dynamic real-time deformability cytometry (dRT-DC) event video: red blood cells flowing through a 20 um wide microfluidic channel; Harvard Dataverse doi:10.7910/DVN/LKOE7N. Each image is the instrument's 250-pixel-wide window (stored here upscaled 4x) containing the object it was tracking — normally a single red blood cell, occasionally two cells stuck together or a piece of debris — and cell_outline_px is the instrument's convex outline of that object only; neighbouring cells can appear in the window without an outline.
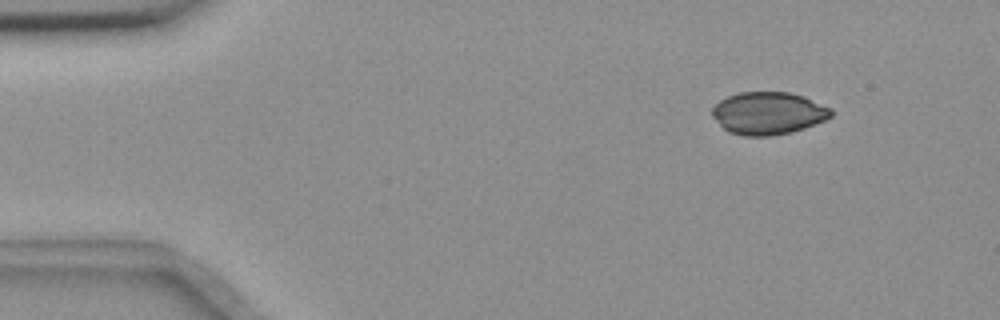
{"species": "common noctule bat (a hibernating species)", "species_latin": "Nyctalus noctula", "temperature_condition": "room temperature", "stored_images_in_passage": 50, "camera_frame_rate_fps": 3000, "um_per_image_px": 0.085, "animal": {"sex": "female", "body_mass_g": 18.4}, "frame": {"image": 1, "passage_image": 1, "time_ms": 0.0, "image_size_px": [1000, 320], "cell_outline_px": [[832, 116], [824, 120], [804, 128], [792, 132], [772, 136], [744, 136], [728, 132], [712, 116], [712, 108], [720, 100], [728, 96], [740, 92], [788, 92], [804, 96], [832, 108]], "centroid_in_image_um": [65.3, 9.62], "position_along_channel_um": 19.7, "area_um2": 29.48}}
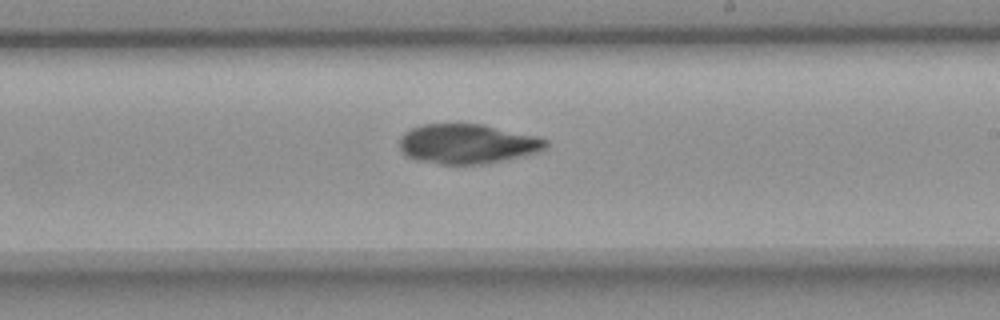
{"frame": {"image": 2, "passage_image": 27, "time_ms": 8.667, "image_size_px": [1000, 320], "cell_outline_px": [[548, 144], [544, 148], [536, 152], [504, 160], [484, 164], [440, 164], [416, 160], [408, 156], [400, 148], [400, 136], [404, 132], [412, 128], [424, 124], [484, 124], [536, 136], [548, 140]], "centroid_in_image_um": [39.71, 12.22], "position_along_channel_um": 249.3, "area_um2": 33.64}}
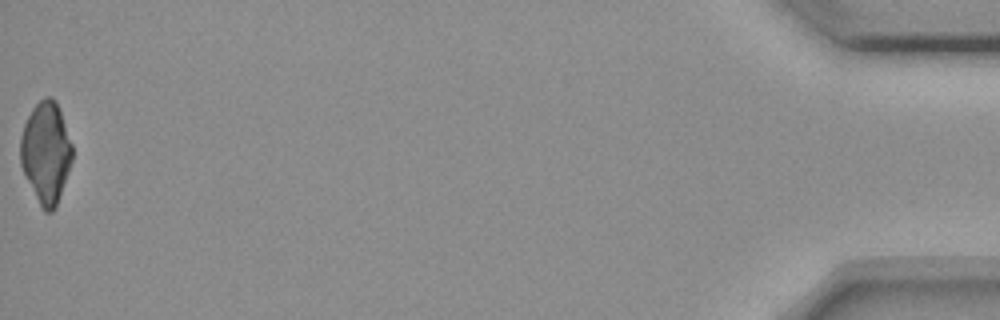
{"frame": {"image": 3, "passage_image": 50, "time_ms": 16.333, "image_size_px": [1000, 320], "cell_outline_px": [[72, 160], [56, 204], [52, 212], [44, 212], [20, 164], [20, 136], [24, 124], [32, 108], [44, 96], [52, 96], [56, 100], [72, 144]], "centroid_in_image_um": [3.89, 12.9], "position_along_channel_um": 431.3, "area_um2": 30.11}}